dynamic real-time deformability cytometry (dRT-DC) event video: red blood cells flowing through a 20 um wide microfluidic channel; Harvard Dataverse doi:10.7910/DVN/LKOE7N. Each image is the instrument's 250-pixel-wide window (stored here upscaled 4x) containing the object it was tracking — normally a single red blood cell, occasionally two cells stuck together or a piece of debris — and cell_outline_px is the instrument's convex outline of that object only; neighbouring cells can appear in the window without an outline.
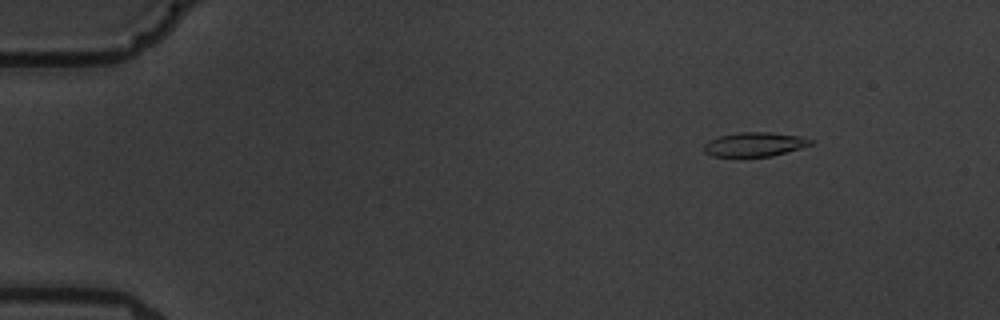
{"species": "common noctule bat (a hibernating species)", "species_latin": "Nyctalus noctula", "temperature_condition": "warm", "stored_images_in_passage": 4, "camera_frame_rate_fps": 3000, "um_per_image_px": 0.085, "animal": {"sex": "male", "body_mass_g": 19.5, "forearm_length_mm": 54.6}, "frame": {"image": 1, "passage_image": 1, "time_ms": 0.0, "image_size_px": [1000, 320], "cell_outline_px": [[812, 144], [800, 148], [772, 156], [712, 156], [704, 152], [704, 144], [720, 136], [740, 132], [772, 132], [800, 136], [812, 140]], "centroid_in_image_um": [64.15, 12.26], "position_along_channel_um": 20.8, "area_um2": 14.8}}
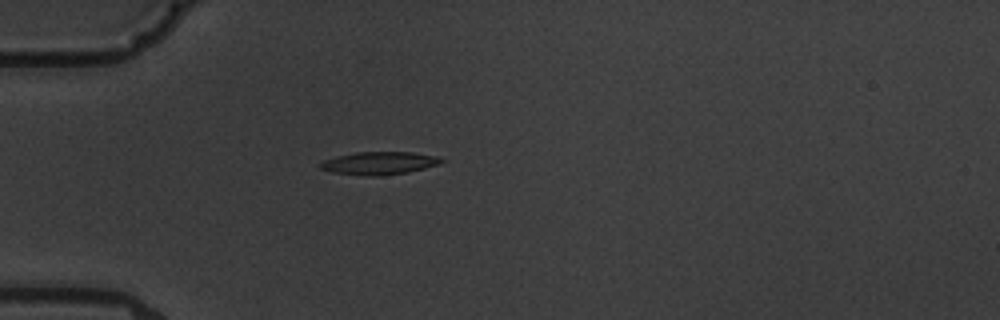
{"frame": {"image": 2, "passage_image": 4, "time_ms": 3.333, "image_size_px": [1000, 320], "cell_outline_px": [[444, 160], [440, 164], [408, 172], [380, 176], [364, 176], [332, 172], [320, 168], [320, 164], [324, 160], [336, 156], [356, 152], [412, 152], [436, 156]], "centroid_in_image_um": [32.23, 13.87], "position_along_channel_um": 52.8, "area_um2": 16.07}}